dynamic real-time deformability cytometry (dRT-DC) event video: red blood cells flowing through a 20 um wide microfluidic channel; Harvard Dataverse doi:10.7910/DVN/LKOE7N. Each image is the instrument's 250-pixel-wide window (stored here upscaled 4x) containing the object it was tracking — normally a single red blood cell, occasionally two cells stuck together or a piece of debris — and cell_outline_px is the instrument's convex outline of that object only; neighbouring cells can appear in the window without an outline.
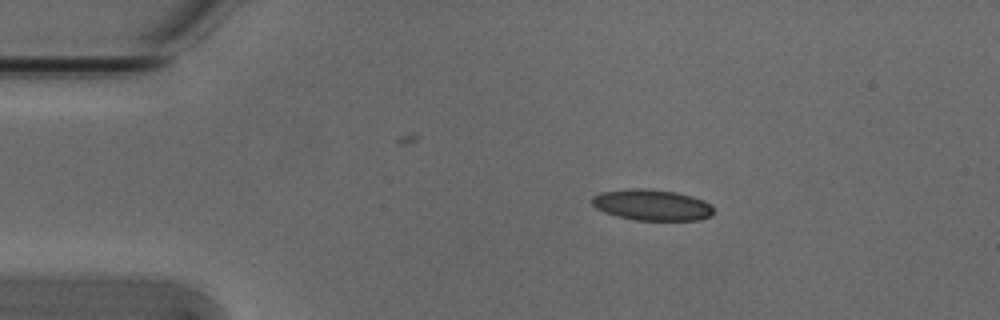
{"species": "Egyptian fruit bat (a non-hibernating species)", "species_latin": "Rousettus aegyptiacus", "temperature_condition": "cold", "stored_images_in_passage": 6, "camera_frame_rate_fps": 3000, "um_per_image_px": 0.085, "animal": {"sex": "male"}, "frame": {"image": 1, "passage_image": 1, "time_ms": 0.0, "image_size_px": [1000, 320], "cell_outline_px": [[712, 216], [700, 220], [636, 220], [616, 216], [604, 212], [596, 208], [592, 204], [592, 196], [600, 192], [632, 188], [640, 188], [676, 192], [692, 196], [704, 200], [712, 204]], "centroid_in_image_um": [55.41, 17.42], "position_along_channel_um": 29.6, "area_um2": 22.08}}
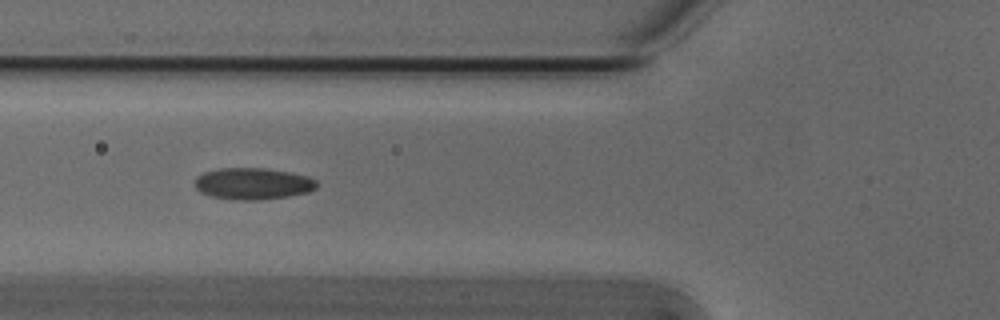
{"frame": {"image": 2, "passage_image": 4, "time_ms": 1.0, "image_size_px": [1000, 320], "cell_outline_px": [[316, 188], [308, 192], [288, 196], [260, 200], [232, 200], [212, 196], [200, 192], [192, 184], [196, 176], [204, 172], [220, 168], [264, 168], [292, 172], [308, 176], [316, 180]], "centroid_in_image_um": [21.46, 15.61], "position_along_channel_um": 104.3, "area_um2": 22.72}}
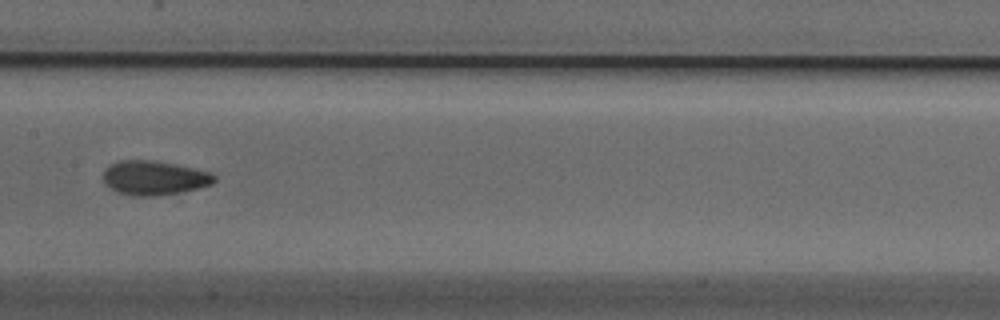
{"frame": {"image": 3, "passage_image": 6, "time_ms": 1.667, "image_size_px": [1000, 320], "cell_outline_px": [[216, 180], [212, 184], [196, 188], [156, 196], [132, 196], [116, 192], [104, 184], [104, 168], [120, 160], [148, 160], [176, 164], [212, 172], [216, 176]], "centroid_in_image_um": [13.09, 15.12], "position_along_channel_um": 194.3, "area_um2": 22.14}}